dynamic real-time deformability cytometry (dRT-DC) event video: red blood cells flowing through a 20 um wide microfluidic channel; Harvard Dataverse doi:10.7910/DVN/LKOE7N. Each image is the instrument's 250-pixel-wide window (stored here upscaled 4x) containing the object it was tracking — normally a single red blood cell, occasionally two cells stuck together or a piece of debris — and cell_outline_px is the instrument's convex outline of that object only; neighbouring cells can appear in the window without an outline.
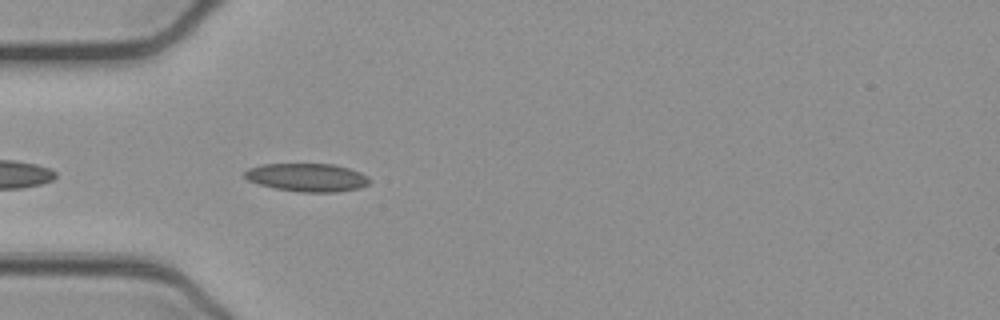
{"species": "common noctule bat (a hibernating species)", "species_latin": "Nyctalus noctula", "temperature_condition": "cold", "stored_images_in_passage": 15, "camera_frame_rate_fps": 3000, "um_per_image_px": 0.085, "animal": {"sex": "female", "body_mass_g": 21.9}, "frame": {"image": 1, "passage_image": 3, "time_ms": 0.667, "image_size_px": [1000, 320], "cell_outline_px": [[368, 184], [360, 188], [336, 192], [300, 192], [276, 188], [260, 184], [248, 180], [244, 176], [244, 172], [248, 168], [260, 164], [332, 164], [348, 168], [360, 172], [368, 176]], "centroid_in_image_um": [26.1, 15.08], "position_along_channel_um": 58.9, "area_um2": 20.4}}
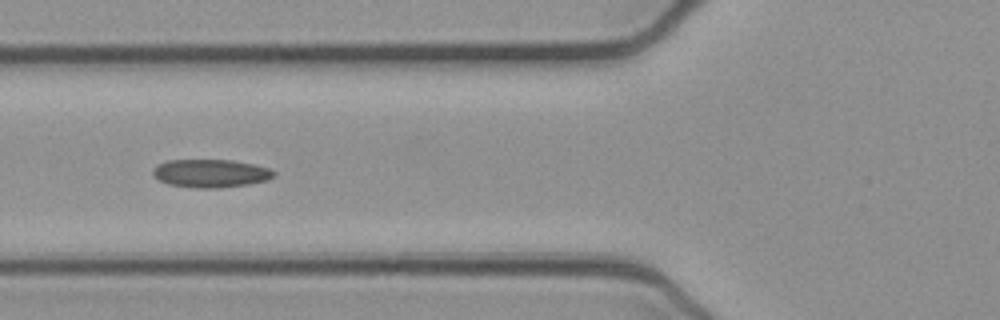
{"frame": {"image": 2, "passage_image": 7, "time_ms": 2.0, "image_size_px": [1000, 320], "cell_outline_px": [[276, 176], [268, 180], [248, 184], [220, 188], [196, 188], [168, 184], [152, 176], [152, 168], [156, 164], [168, 160], [232, 160], [252, 164], [268, 168], [276, 172]], "centroid_in_image_um": [17.88, 14.73], "position_along_channel_um": 107.9, "area_um2": 20.0}}